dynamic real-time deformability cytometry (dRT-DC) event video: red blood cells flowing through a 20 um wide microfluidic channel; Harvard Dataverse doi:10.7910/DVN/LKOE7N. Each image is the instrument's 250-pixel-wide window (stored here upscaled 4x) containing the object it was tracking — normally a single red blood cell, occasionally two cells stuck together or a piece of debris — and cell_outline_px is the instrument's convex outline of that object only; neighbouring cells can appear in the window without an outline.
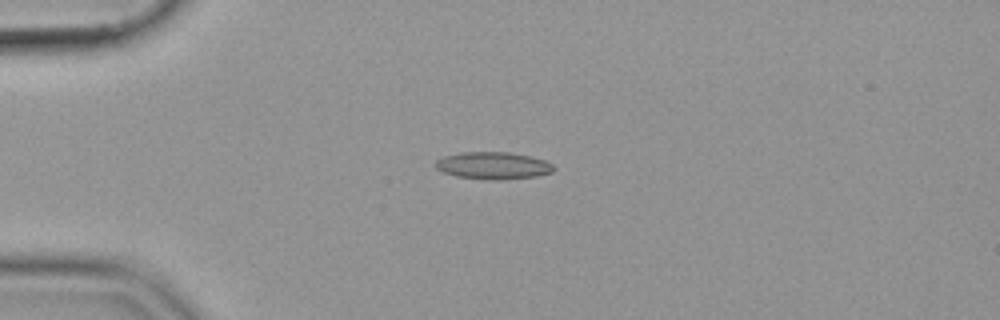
{"species": "common noctule bat (a hibernating species)", "species_latin": "Nyctalus noctula", "temperature_condition": "cold", "stored_images_in_passage": 42, "camera_frame_rate_fps": 3000, "um_per_image_px": 0.085, "animal": {"sex": "female", "body_mass_g": 19.9}, "frame": {"image": 1, "passage_image": 1, "time_ms": 0.0, "image_size_px": [1000, 320], "cell_outline_px": [[556, 168], [552, 172], [536, 176], [500, 180], [488, 180], [456, 176], [444, 172], [436, 168], [432, 164], [436, 160], [444, 156], [460, 152], [512, 152], [532, 156], [544, 160], [552, 164]], "centroid_in_image_um": [41.91, 14.07], "position_along_channel_um": 43.1, "area_um2": 18.96}}
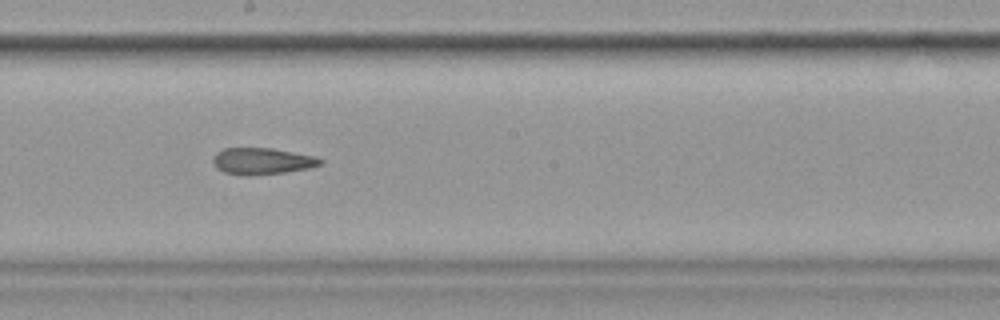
{"frame": {"image": 2, "passage_image": 18, "time_ms": 5.667, "image_size_px": [1000, 320], "cell_outline_px": [[324, 160], [320, 164], [308, 168], [284, 172], [252, 176], [244, 176], [224, 172], [216, 168], [212, 160], [212, 156], [216, 152], [224, 148], [272, 148], [316, 156]], "centroid_in_image_um": [22.24, 13.69], "position_along_channel_um": 226.0, "area_um2": 16.76}}
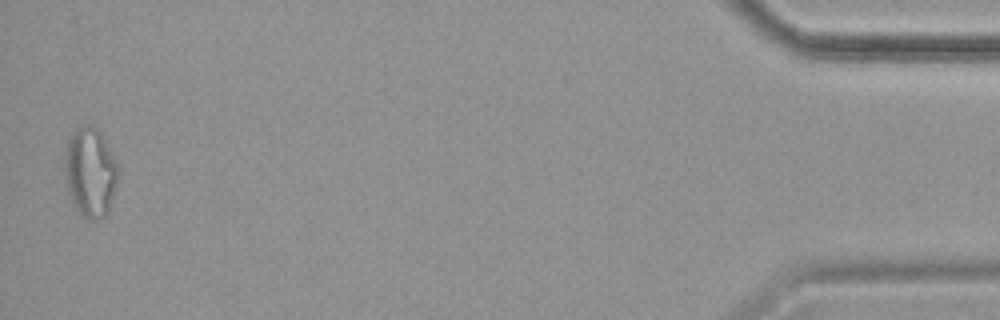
{"frame": {"image": 3, "passage_image": 41, "time_ms": 13.333, "image_size_px": [1000, 320], "cell_outline_px": [[120, 168], [116, 184], [108, 212], [104, 216], [96, 220], [92, 220], [80, 216], [68, 192], [64, 172], [64, 164], [68, 140], [72, 132], [80, 124], [88, 124], [96, 128], [100, 132]], "centroid_in_image_um": [7.67, 14.63], "position_along_channel_um": 427.5, "area_um2": 27.92}}